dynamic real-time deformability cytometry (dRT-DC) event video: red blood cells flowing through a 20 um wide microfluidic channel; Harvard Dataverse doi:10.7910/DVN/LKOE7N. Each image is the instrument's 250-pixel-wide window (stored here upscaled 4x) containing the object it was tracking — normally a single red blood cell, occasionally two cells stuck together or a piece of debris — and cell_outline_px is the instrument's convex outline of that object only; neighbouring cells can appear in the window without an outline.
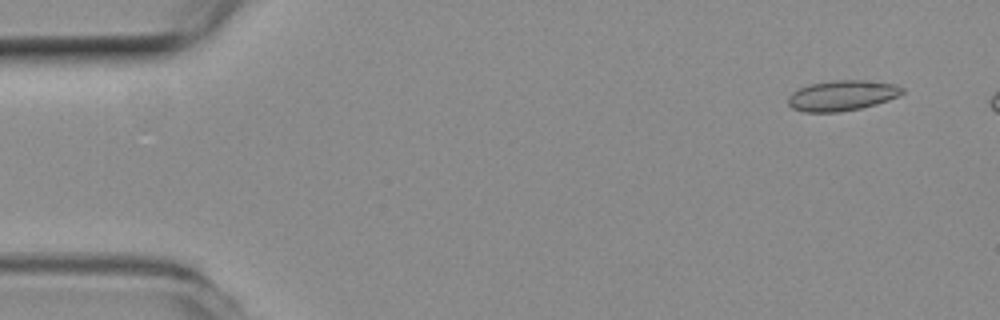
{"species": "common noctule bat (a hibernating species)", "species_latin": "Nyctalus noctula", "temperature_condition": "room temperature", "stored_images_in_passage": 13, "camera_frame_rate_fps": 3000, "um_per_image_px": 0.085, "animal": {"sex": "female", "body_mass_g": 19.3, "forearm_length_mm": 54.1}, "frame": {"image": 1, "passage_image": 4, "time_ms": 1.0, "image_size_px": [1000, 320], "cell_outline_px": [[904, 92], [888, 100], [876, 104], [860, 108], [840, 112], [804, 112], [792, 108], [788, 104], [788, 96], [792, 92], [800, 88], [812, 84], [836, 80], [864, 80], [896, 84], [904, 88]], "centroid_in_image_um": [71.57, 8.12], "position_along_channel_um": 13.4, "area_um2": 20.11}}